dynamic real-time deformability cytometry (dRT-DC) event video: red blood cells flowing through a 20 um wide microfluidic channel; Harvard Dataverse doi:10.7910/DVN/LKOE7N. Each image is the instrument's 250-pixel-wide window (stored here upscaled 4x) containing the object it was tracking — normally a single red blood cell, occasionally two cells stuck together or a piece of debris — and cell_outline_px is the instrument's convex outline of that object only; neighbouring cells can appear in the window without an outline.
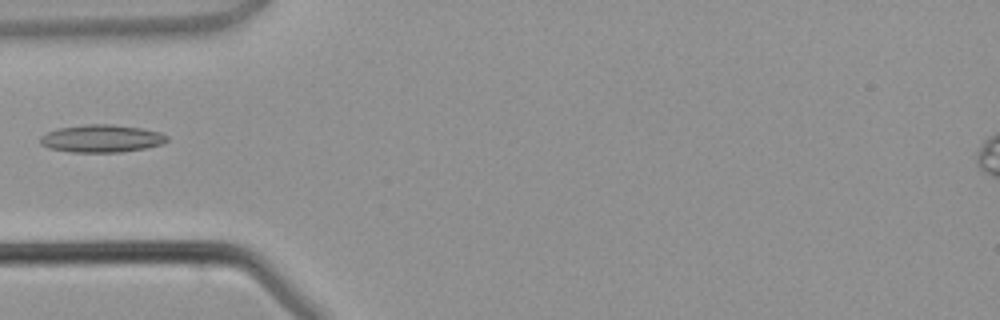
{"species": "common noctule bat (a hibernating species)", "species_latin": "Nyctalus noctula", "temperature_condition": "warm", "stored_images_in_passage": 3, "camera_frame_rate_fps": 3000, "um_per_image_px": 0.085, "animal": {"sex": "male", "body_mass_g": 21.5, "forearm_length_mm": 52.0}, "frame": {"image": 1, "passage_image": 3, "time_ms": 3.667, "image_size_px": [1000, 320], "cell_outline_px": [[168, 140], [164, 144], [148, 148], [120, 152], [72, 152], [48, 148], [40, 144], [40, 136], [56, 128], [88, 124], [112, 124], [140, 128], [160, 132], [168, 136]], "centroid_in_image_um": [8.64, 11.78], "position_along_channel_um": 76.4, "area_um2": 20.58}}